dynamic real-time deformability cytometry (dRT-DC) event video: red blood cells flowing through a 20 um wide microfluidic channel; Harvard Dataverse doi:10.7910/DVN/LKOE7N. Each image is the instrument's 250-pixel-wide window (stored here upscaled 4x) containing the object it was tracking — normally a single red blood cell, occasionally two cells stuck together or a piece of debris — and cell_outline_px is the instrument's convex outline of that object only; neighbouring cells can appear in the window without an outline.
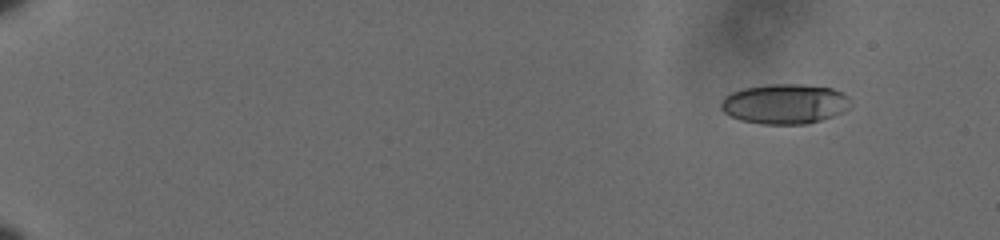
{"species": "human", "species_latin": "Homo sapiens", "temperature_condition": "cold", "stored_images_in_passage": 55, "camera_frame_rate_fps": 3000, "um_per_image_px": 0.085, "donor": {"sex": "male"}, "frame": {"image": 1, "passage_image": 1, "time_ms": 0.0, "image_size_px": [1000, 240], "cell_outline_px": [[852, 100], [848, 108], [844, 112], [808, 124], [760, 124], [740, 120], [724, 112], [720, 108], [720, 104], [724, 96], [732, 92], [744, 88], [768, 84], [804, 84], [832, 88], [844, 92]], "centroid_in_image_um": [66.73, 8.82], "position_along_channel_um": 18.3, "area_um2": 30.46}}
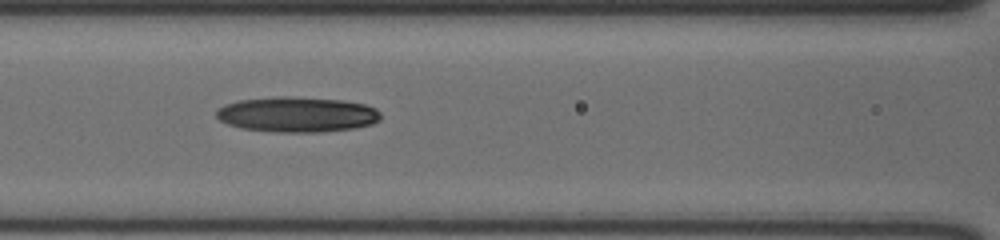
{"frame": {"image": 2, "passage_image": 25, "time_ms": 8.0, "image_size_px": [1000, 240], "cell_outline_px": [[380, 120], [372, 124], [356, 128], [320, 132], [276, 132], [240, 128], [228, 124], [220, 120], [216, 116], [216, 112], [220, 108], [228, 104], [240, 100], [276, 96], [288, 96], [344, 100], [364, 104], [376, 108], [380, 112]], "centroid_in_image_um": [25.29, 9.73], "position_along_channel_um": 141.3, "area_um2": 33.87}}
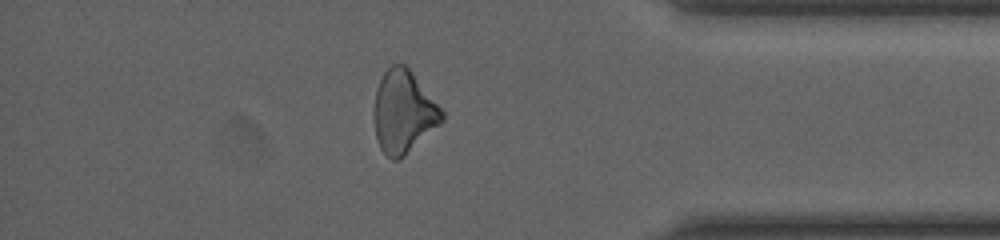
{"frame": {"image": 3, "passage_image": 48, "time_ms": 15.667, "image_size_px": [1000, 240], "cell_outline_px": [[444, 120], [440, 124], [404, 156], [396, 160], [392, 160], [380, 148], [376, 136], [372, 112], [376, 88], [384, 72], [392, 64], [404, 64], [408, 68], [444, 112]], "centroid_in_image_um": [34.26, 9.52], "position_along_channel_um": 400.9, "area_um2": 32.43}, "authors_computed_cell_mechanics": {"area_um2": 32.0212, "velocity_mm_per_s": 3.6214, "shape_relaxation_time_tau1_ms": 5.1062, "shape_relaxation_time_tau2_ms": null, "deformation_change_tau1": 0.1113, "deformation_change_tau2": null}}